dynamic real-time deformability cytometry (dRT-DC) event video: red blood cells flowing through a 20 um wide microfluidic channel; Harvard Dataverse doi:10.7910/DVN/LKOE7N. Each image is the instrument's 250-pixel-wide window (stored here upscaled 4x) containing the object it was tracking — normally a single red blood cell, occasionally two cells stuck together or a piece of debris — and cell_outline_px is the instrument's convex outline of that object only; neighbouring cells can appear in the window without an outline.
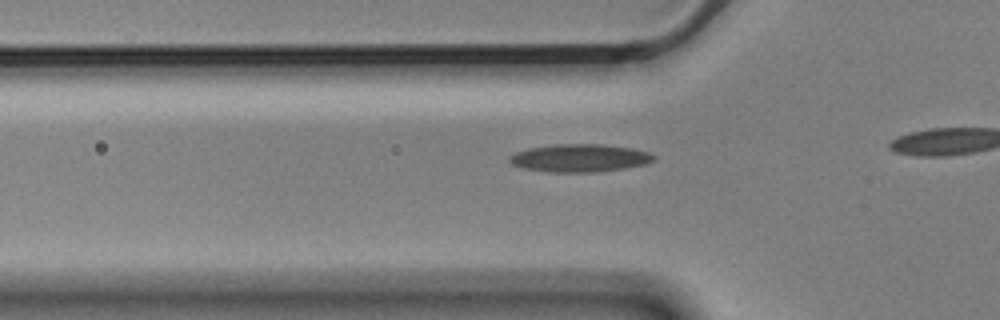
{"species": "Egyptian fruit bat (a non-hibernating species)", "species_latin": "Rousettus aegyptiacus", "temperature_condition": "cold", "stored_images_in_passage": 20, "camera_frame_rate_fps": 3000, "um_per_image_px": 0.085, "animal": {"sex": "male"}, "frame": {"image": 1, "passage_image": 14, "time_ms": 4.333, "image_size_px": [1000, 320], "cell_outline_px": [[656, 160], [644, 164], [624, 168], [596, 172], [548, 172], [524, 168], [512, 164], [508, 160], [508, 156], [516, 152], [528, 148], [556, 144], [604, 144], [632, 148], [648, 152], [656, 156]], "centroid_in_image_um": [49.27, 13.43], "position_along_channel_um": 76.5, "area_um2": 23.47}}
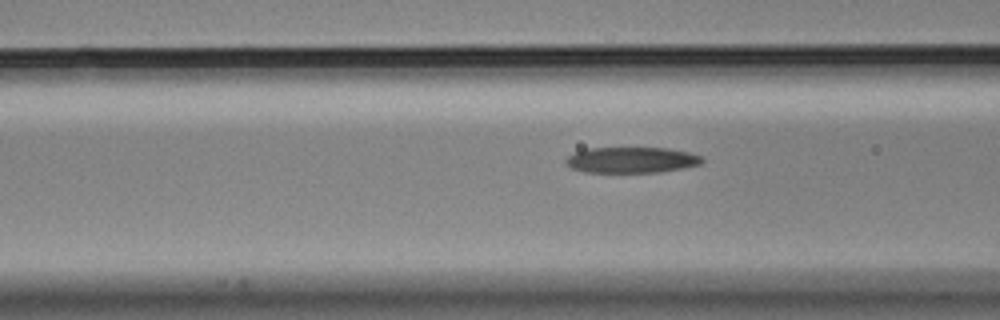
{"frame": {"image": 2, "passage_image": 17, "time_ms": 5.333, "image_size_px": [1000, 320], "cell_outline_px": [[704, 160], [700, 164], [684, 168], [660, 172], [584, 172], [572, 168], [564, 164], [564, 160], [568, 156], [584, 148], [668, 148], [688, 152], [704, 156]], "centroid_in_image_um": [53.68, 13.59], "position_along_channel_um": 112.9, "area_um2": 20.69}}